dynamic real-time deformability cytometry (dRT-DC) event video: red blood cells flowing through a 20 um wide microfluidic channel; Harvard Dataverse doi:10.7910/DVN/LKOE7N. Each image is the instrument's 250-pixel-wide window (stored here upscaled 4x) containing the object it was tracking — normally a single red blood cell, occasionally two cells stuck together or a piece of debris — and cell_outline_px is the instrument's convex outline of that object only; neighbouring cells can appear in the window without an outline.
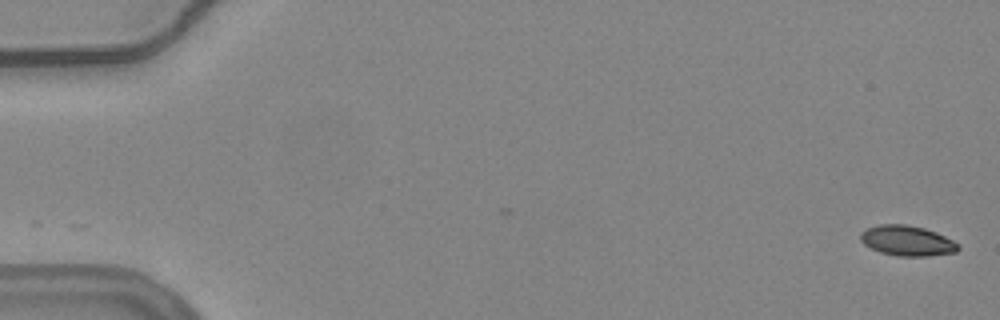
{"species": "common noctule bat (a hibernating species)", "species_latin": "Nyctalus noctula", "temperature_condition": "warm", "stored_images_in_passage": 55, "camera_frame_rate_fps": 3000, "um_per_image_px": 0.085, "animal": {"sex": "female", "body_mass_g": 24.6, "forearm_length_mm": 56.2}, "frame": {"image": 1, "passage_image": 1, "time_ms": 0.0, "image_size_px": [1000, 320], "cell_outline_px": [[960, 248], [956, 252], [928, 256], [896, 256], [880, 252], [864, 244], [860, 240], [860, 232], [868, 228], [880, 224], [904, 224], [924, 228], [936, 232], [960, 244]], "centroid_in_image_um": [77.11, 20.46], "position_along_channel_um": 7.9, "area_um2": 17.22}}
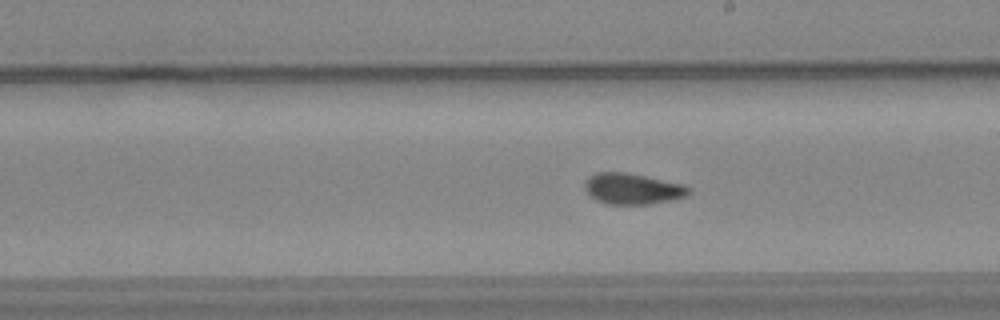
{"frame": {"image": 2, "passage_image": 32, "time_ms": 10.333, "image_size_px": [1000, 320], "cell_outline_px": [[692, 188], [688, 196], [672, 200], [652, 204], [608, 204], [596, 200], [584, 188], [584, 184], [588, 176], [596, 172], [624, 172], [684, 184]], "centroid_in_image_um": [53.79, 16.05], "position_along_channel_um": 235.2, "area_um2": 18.84}}
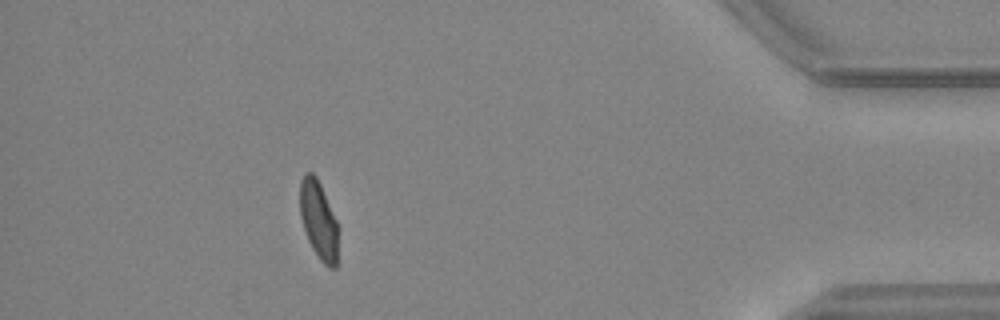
{"frame": {"image": 3, "passage_image": 50, "time_ms": 16.333, "image_size_px": [1000, 320], "cell_outline_px": [[336, 268], [328, 268], [320, 260], [312, 248], [308, 240], [300, 216], [300, 180], [304, 172], [312, 172], [316, 176], [320, 184], [336, 220]], "centroid_in_image_um": [27.04, 18.67], "position_along_channel_um": 408.2, "area_um2": 17.05}, "authors_computed_cell_mechanics": {"area_um2": 18.207, "velocity_mm_per_s": 3.755, "shape_relaxation_time_tau1_ms": null, "shape_relaxation_time_tau2_ms": 1.2241, "deformation_change_tau1": null, "deformation_change_tau2": 0.056}}